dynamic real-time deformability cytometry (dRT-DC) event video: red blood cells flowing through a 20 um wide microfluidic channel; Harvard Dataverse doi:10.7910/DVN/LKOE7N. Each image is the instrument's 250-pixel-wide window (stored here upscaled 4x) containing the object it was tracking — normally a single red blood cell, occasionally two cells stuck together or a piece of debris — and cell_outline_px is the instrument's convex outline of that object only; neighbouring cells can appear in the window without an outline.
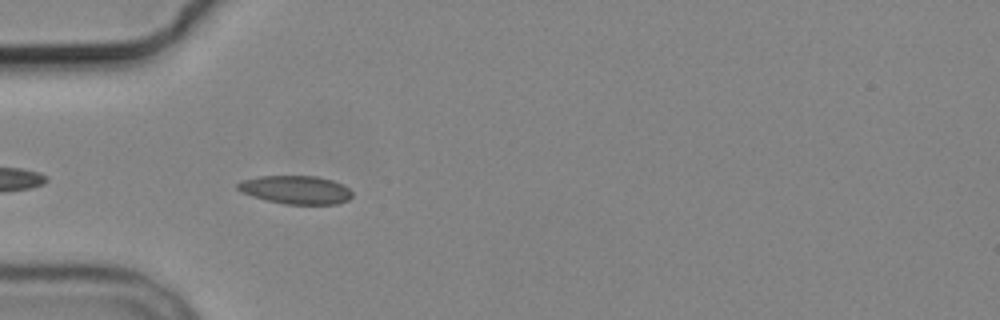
{"species": "common noctule bat (a hibernating species)", "species_latin": "Nyctalus noctula", "temperature_condition": "cold", "stored_images_in_passage": 6, "camera_frame_rate_fps": 3000, "um_per_image_px": 0.085, "animal": {"sex": "male", "body_mass_g": 19.2, "forearm_length_mm": 51.8}, "frame": {"image": 1, "passage_image": 3, "time_ms": 3.667, "image_size_px": [1000, 320], "cell_outline_px": [[352, 196], [348, 200], [336, 204], [284, 204], [252, 196], [236, 188], [236, 184], [240, 180], [260, 176], [316, 176], [332, 180], [348, 188], [352, 192]], "centroid_in_image_um": [25.13, 16.13], "position_along_channel_um": 59.9, "area_um2": 18.79}}
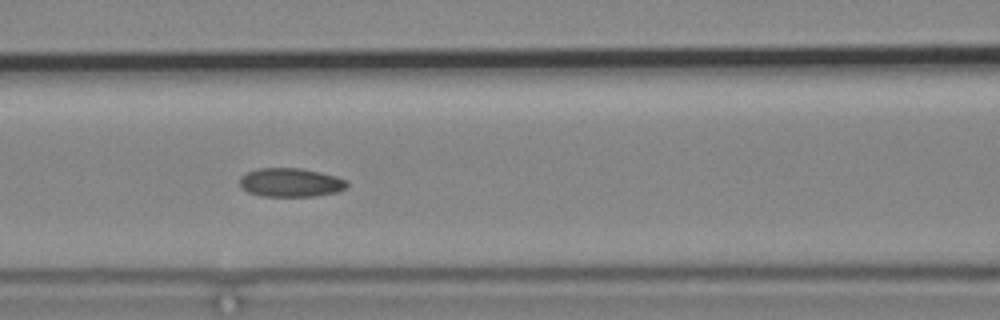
{"frame": {"image": 2, "passage_image": 5, "time_ms": 6.0, "image_size_px": [1000, 320], "cell_outline_px": [[348, 184], [344, 188], [336, 192], [316, 196], [264, 196], [248, 192], [240, 184], [240, 176], [256, 168], [304, 168], [336, 176], [348, 180]], "centroid_in_image_um": [24.72, 15.5], "position_along_channel_um": 141.9, "area_um2": 17.98}}
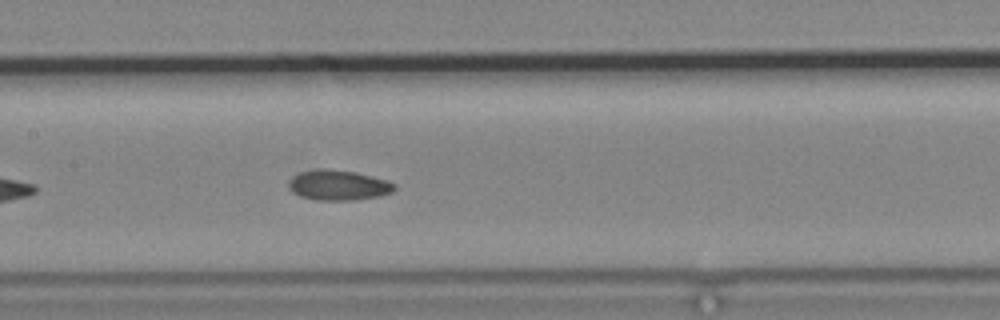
{"frame": {"image": 3, "passage_image": 6, "time_ms": 7.0, "image_size_px": [1000, 320], "cell_outline_px": [[396, 188], [392, 192], [380, 196], [356, 200], [316, 200], [300, 196], [292, 192], [288, 188], [288, 184], [292, 176], [300, 172], [320, 168], [356, 172], [388, 180], [396, 184]], "centroid_in_image_um": [28.77, 15.74], "position_along_channel_um": 178.6, "area_um2": 18.79}}